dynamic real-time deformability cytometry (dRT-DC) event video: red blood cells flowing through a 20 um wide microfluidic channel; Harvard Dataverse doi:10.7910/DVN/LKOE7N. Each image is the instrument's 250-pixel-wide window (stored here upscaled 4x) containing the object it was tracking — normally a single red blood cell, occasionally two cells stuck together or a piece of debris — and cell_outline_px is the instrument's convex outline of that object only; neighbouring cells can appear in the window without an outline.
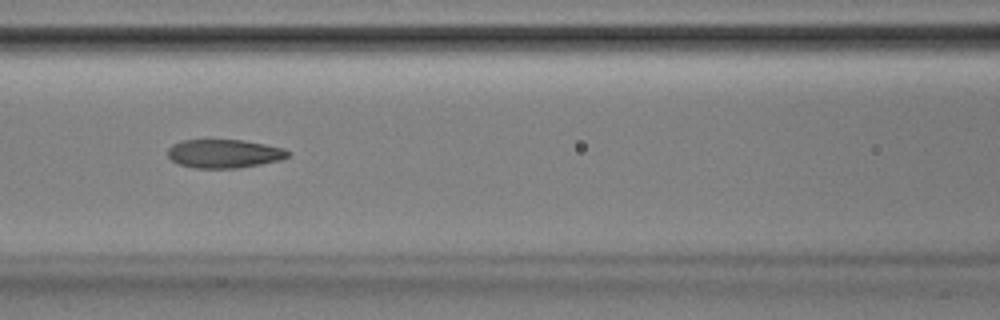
{"species": "Egyptian fruit bat (a non-hibernating species)", "species_latin": "Rousettus aegyptiacus", "temperature_condition": "room temperature", "stored_images_in_passage": 50, "camera_frame_rate_fps": 3000, "um_per_image_px": 0.085, "animal": {"sex": "male"}, "frame": {"image": 1, "passage_image": 23, "time_ms": 7.333, "image_size_px": [1000, 320], "cell_outline_px": [[288, 156], [280, 160], [260, 164], [236, 168], [192, 168], [176, 164], [168, 156], [168, 148], [172, 144], [184, 140], [244, 140], [284, 148], [288, 152]], "centroid_in_image_um": [19.0, 13.06], "position_along_channel_um": 147.6, "area_um2": 20.0}}
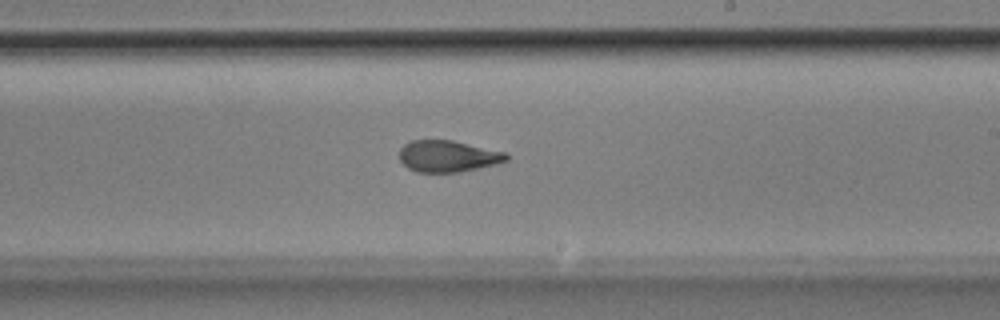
{"frame": {"image": 2, "passage_image": 31, "time_ms": 10.0, "image_size_px": [1000, 320], "cell_outline_px": [[508, 160], [496, 164], [460, 172], [416, 172], [408, 168], [400, 160], [400, 148], [404, 144], [412, 140], [452, 140], [508, 152]], "centroid_in_image_um": [38.09, 13.27], "position_along_channel_um": 250.9, "area_um2": 19.77}}
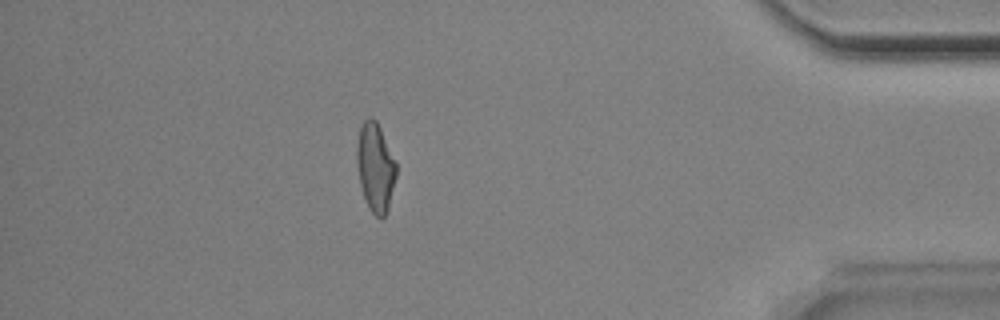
{"frame": {"image": 3, "passage_image": 46, "time_ms": 15.0, "image_size_px": [1000, 320], "cell_outline_px": [[396, 176], [388, 208], [384, 216], [380, 220], [368, 208], [360, 184], [356, 164], [356, 144], [360, 128], [364, 120], [368, 116], [372, 116], [376, 120], [396, 160]], "centroid_in_image_um": [31.89, 14.2], "position_along_channel_um": 403.3, "area_um2": 20.52}, "authors_computed_cell_mechanics": {"area_um2": 20.4901, "velocity_mm_per_s": 3.8907, "shape_relaxation_time_tau1_ms": 7.4782, "shape_relaxation_time_tau2_ms": 2.045, "deformation_change_tau1": 0.2302, "deformation_change_tau2": 0.0903}}